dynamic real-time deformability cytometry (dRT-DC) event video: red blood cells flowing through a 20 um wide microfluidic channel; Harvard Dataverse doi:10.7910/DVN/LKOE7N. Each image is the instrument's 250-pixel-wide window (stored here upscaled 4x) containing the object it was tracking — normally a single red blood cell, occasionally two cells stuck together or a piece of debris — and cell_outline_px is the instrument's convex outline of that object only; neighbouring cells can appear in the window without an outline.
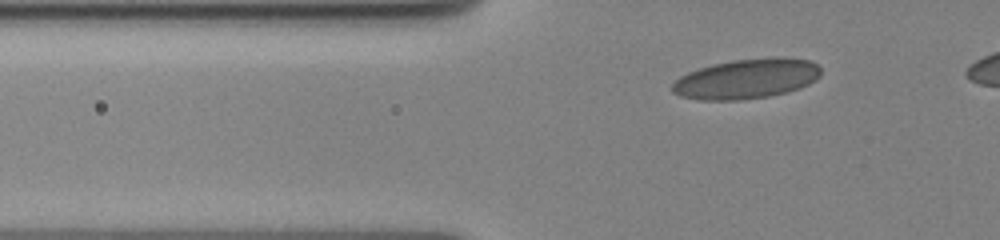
{"species": "human", "species_latin": "Homo sapiens", "temperature_condition": "cold", "stored_images_in_passage": 50, "camera_frame_rate_fps": 3000, "um_per_image_px": 0.085, "donor": {"sex": "female"}, "frame": {"image": 1, "passage_image": 15, "time_ms": 4.667, "image_size_px": [1000, 240], "cell_outline_px": [[820, 76], [816, 80], [800, 88], [788, 92], [768, 96], [740, 100], [700, 100], [680, 96], [672, 92], [672, 84], [680, 76], [688, 72], [712, 64], [732, 60], [776, 56], [784, 56], [808, 60], [816, 64], [820, 68]], "centroid_in_image_um": [63.47, 6.69], "position_along_channel_um": 62.3, "area_um2": 34.8}}
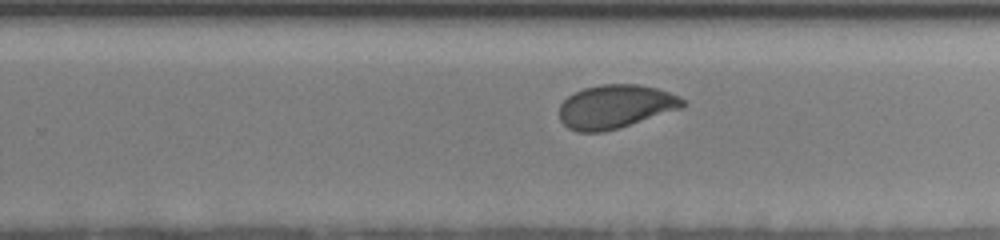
{"frame": {"image": 2, "passage_image": 35, "time_ms": 11.333, "image_size_px": [1000, 240], "cell_outline_px": [[688, 104], [680, 108], [604, 132], [576, 132], [568, 128], [560, 120], [560, 104], [568, 96], [584, 88], [600, 84], [640, 84], [656, 88], [668, 92], [684, 100]], "centroid_in_image_um": [52.27, 9.05], "position_along_channel_um": 277.5, "area_um2": 30.98}}
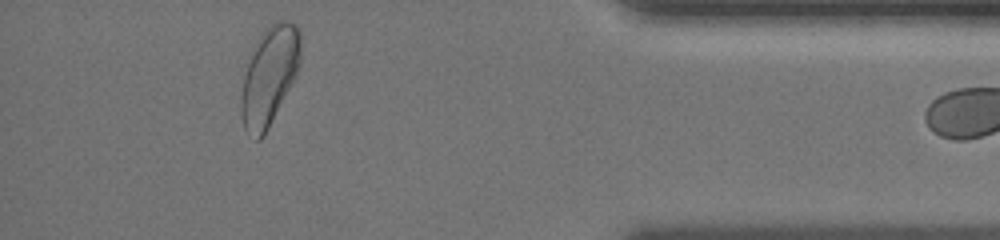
{"frame": {"image": 3, "passage_image": 49, "time_ms": 16.0, "image_size_px": [1000, 240], "cell_outline_px": [[300, 64], [264, 136], [260, 140], [256, 140], [244, 128], [240, 112], [240, 96], [244, 64], [256, 40], [264, 28], [280, 20], [284, 20], [296, 24], [300, 28]], "centroid_in_image_um": [22.84, 6.4], "position_along_channel_um": 412.4, "area_um2": 34.33}}